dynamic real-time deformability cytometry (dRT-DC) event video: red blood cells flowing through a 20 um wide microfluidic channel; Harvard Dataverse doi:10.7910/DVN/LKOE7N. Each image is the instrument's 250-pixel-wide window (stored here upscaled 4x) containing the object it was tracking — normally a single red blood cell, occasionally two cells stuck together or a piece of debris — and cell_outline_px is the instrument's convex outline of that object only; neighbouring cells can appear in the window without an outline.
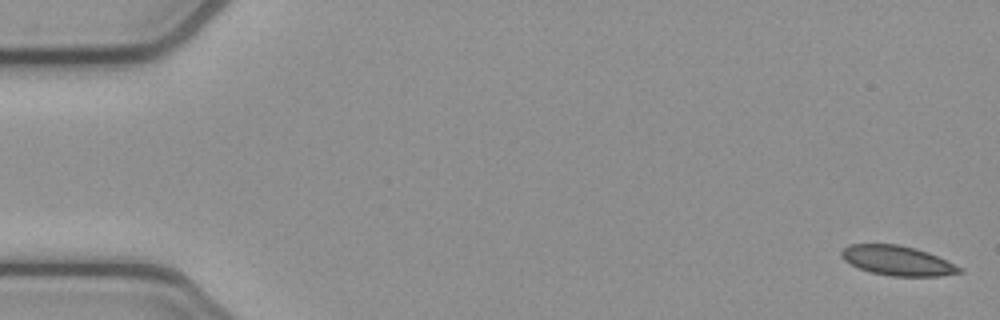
{"species": "common noctule bat (a hibernating species)", "species_latin": "Nyctalus noctula", "temperature_condition": "cold", "stored_images_in_passage": 53, "camera_frame_rate_fps": 3000, "um_per_image_px": 0.085, "animal": {"sex": "female", "body_mass_g": 21.9}, "frame": {"image": 1, "passage_image": 1, "time_ms": 0.0, "image_size_px": [1000, 320], "cell_outline_px": [[964, 272], [940, 276], [892, 276], [872, 272], [860, 268], [844, 260], [840, 256], [840, 252], [848, 244], [896, 244], [916, 248], [928, 252], [964, 268]], "centroid_in_image_um": [76.31, 22.15], "position_along_channel_um": 8.7, "area_um2": 20.4}}
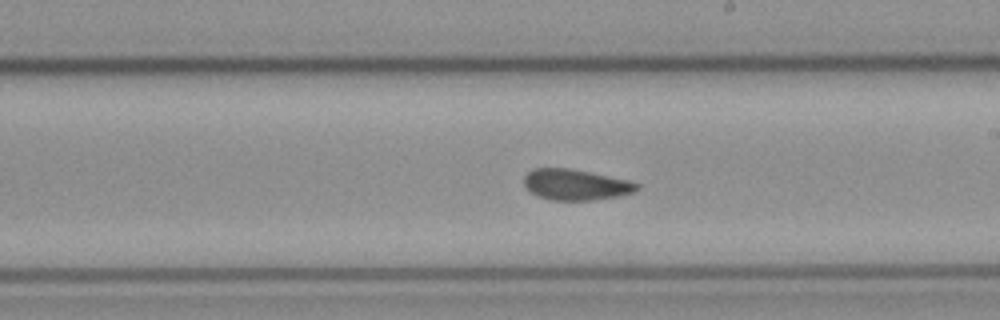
{"frame": {"image": 2, "passage_image": 30, "time_ms": 9.667, "image_size_px": [1000, 320], "cell_outline_px": [[640, 188], [636, 192], [616, 196], [592, 200], [552, 200], [536, 196], [524, 184], [524, 176], [532, 168], [568, 168], [628, 180], [640, 184]], "centroid_in_image_um": [48.93, 15.7], "position_along_channel_um": 240.1, "area_um2": 20.17}}
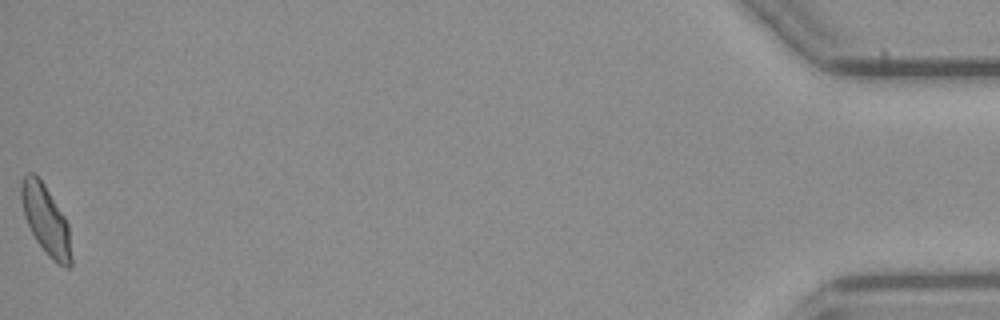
{"frame": {"image": 3, "passage_image": 53, "time_ms": 17.333, "image_size_px": [1000, 320], "cell_outline_px": [[72, 268], [64, 268], [52, 260], [48, 256], [36, 240], [24, 216], [20, 196], [20, 184], [24, 176], [28, 172], [32, 172], [44, 184], [64, 216], [68, 224], [72, 260]], "centroid_in_image_um": [3.9, 18.73], "position_along_channel_um": 431.3, "area_um2": 20.17}, "authors_computed_cell_mechanics": {"area_um2": 20.5768, "velocity_mm_per_s": 3.8533, "shape_relaxation_time_tau1_ms": null, "shape_relaxation_time_tau2_ms": 1.7612, "deformation_change_tau1": null, "deformation_change_tau2": 0.0714}}